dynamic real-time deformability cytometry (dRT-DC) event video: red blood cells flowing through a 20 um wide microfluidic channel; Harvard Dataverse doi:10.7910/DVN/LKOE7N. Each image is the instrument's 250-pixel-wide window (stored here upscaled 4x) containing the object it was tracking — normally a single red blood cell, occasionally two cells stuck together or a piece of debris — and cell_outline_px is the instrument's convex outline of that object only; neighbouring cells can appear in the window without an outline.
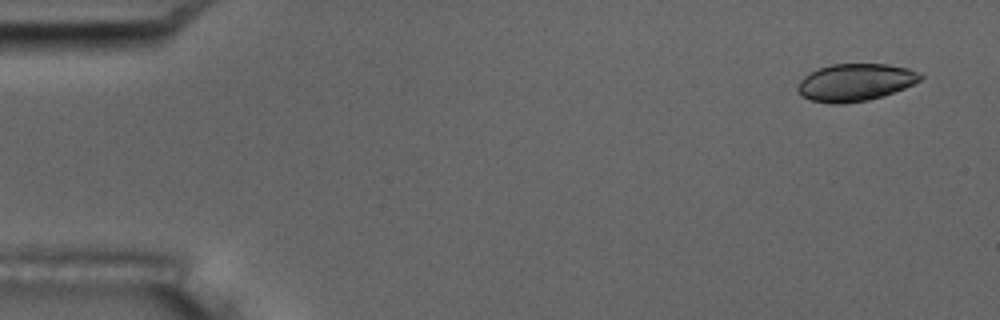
{"species": "common noctule bat (a hibernating species)", "species_latin": "Nyctalus noctula", "temperature_condition": "room temperature", "stored_images_in_passage": 7, "camera_frame_rate_fps": 3000, "um_per_image_px": 0.085, "animal": {"sex": "male", "body_mass_g": 17.5, "forearm_length_mm": 52.3}, "frame": {"image": 1, "passage_image": 1, "time_ms": 0.0, "image_size_px": [1000, 320], "cell_outline_px": [[924, 76], [920, 80], [904, 88], [868, 100], [844, 104], [832, 104], [812, 100], [804, 96], [796, 88], [800, 80], [804, 76], [820, 68], [832, 64], [888, 64], [908, 68], [920, 72]], "centroid_in_image_um": [72.71, 6.99], "position_along_channel_um": 12.3, "area_um2": 26.47}}
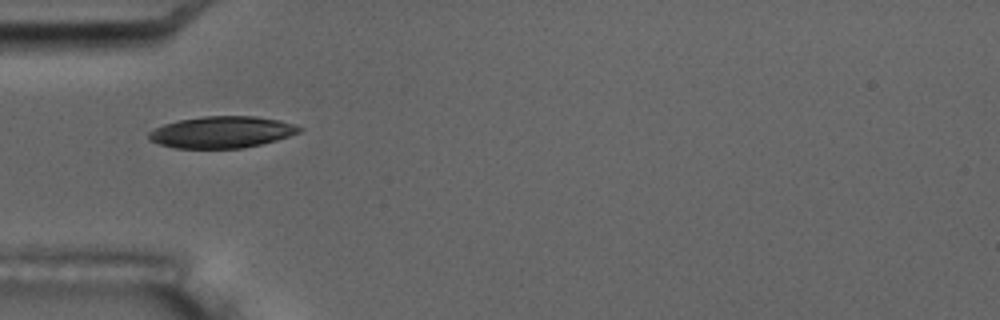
{"frame": {"image": 2, "passage_image": 5, "time_ms": 5.0, "image_size_px": [1000, 320], "cell_outline_px": [[304, 128], [300, 132], [276, 140], [244, 148], [176, 148], [160, 144], [148, 140], [148, 132], [164, 124], [180, 120], [204, 116], [252, 116], [280, 120]], "centroid_in_image_um": [18.84, 11.23], "position_along_channel_um": 66.2, "area_um2": 27.57}}